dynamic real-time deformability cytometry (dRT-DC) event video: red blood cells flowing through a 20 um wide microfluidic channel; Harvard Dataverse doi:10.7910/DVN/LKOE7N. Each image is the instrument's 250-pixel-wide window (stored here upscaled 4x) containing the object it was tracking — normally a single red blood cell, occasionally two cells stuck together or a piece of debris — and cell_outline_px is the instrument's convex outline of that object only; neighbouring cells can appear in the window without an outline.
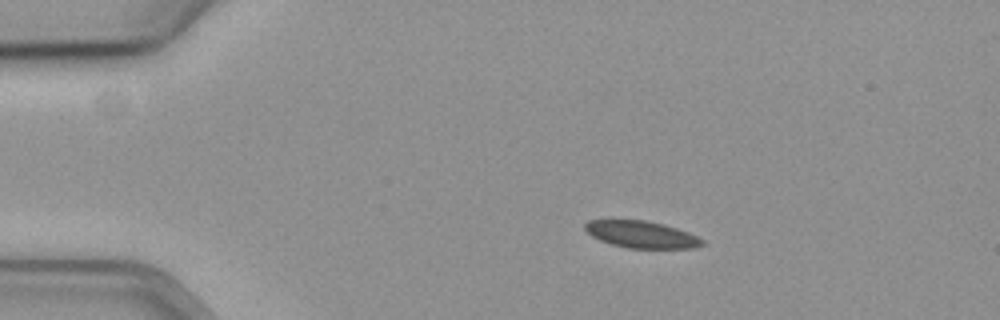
{"species": "common noctule bat (a hibernating species)", "species_latin": "Nyctalus noctula", "temperature_condition": "cold", "stored_images_in_passage": 48, "camera_frame_rate_fps": 3000, "um_per_image_px": 0.085, "animal": {"sex": "female", "body_mass_g": 19.3, "forearm_length_mm": 54.1}, "frame": {"image": 1, "passage_image": 1, "time_ms": 0.0, "image_size_px": [1000, 320], "cell_outline_px": [[704, 244], [696, 248], [628, 248], [612, 244], [600, 240], [592, 236], [584, 228], [584, 224], [588, 220], [608, 216], [612, 216], [644, 220], [664, 224], [688, 232], [704, 240]], "centroid_in_image_um": [54.42, 19.87], "position_along_channel_um": 30.6, "area_um2": 19.19}}
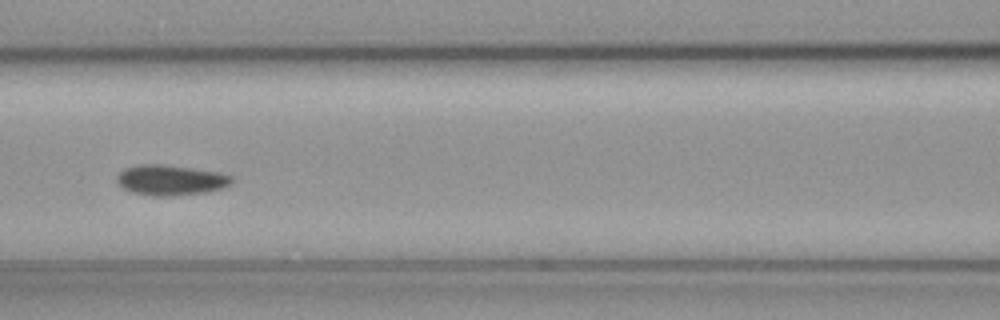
{"frame": {"image": 2, "passage_image": 16, "time_ms": 5.0, "image_size_px": [1000, 320], "cell_outline_px": [[232, 184], [224, 188], [208, 192], [172, 196], [152, 196], [132, 192], [124, 188], [116, 180], [116, 176], [124, 168], [140, 164], [160, 164], [192, 168], [220, 172], [232, 176]], "centroid_in_image_um": [14.53, 15.31], "position_along_channel_um": 152.1, "area_um2": 20.46}}
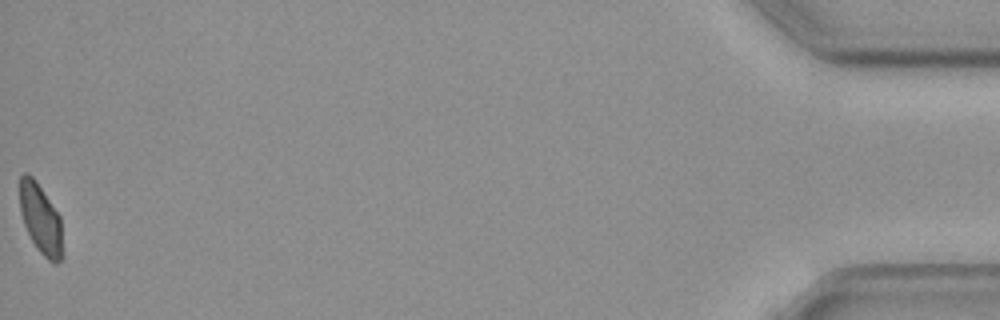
{"frame": {"image": 3, "passage_image": 48, "time_ms": 15.667, "image_size_px": [1000, 320], "cell_outline_px": [[64, 256], [56, 264], [48, 260], [36, 248], [24, 224], [20, 212], [20, 176], [24, 172], [28, 172], [36, 180], [60, 216], [64, 252]], "centroid_in_image_um": [3.48, 18.63], "position_along_channel_um": 431.7, "area_um2": 17.69}}